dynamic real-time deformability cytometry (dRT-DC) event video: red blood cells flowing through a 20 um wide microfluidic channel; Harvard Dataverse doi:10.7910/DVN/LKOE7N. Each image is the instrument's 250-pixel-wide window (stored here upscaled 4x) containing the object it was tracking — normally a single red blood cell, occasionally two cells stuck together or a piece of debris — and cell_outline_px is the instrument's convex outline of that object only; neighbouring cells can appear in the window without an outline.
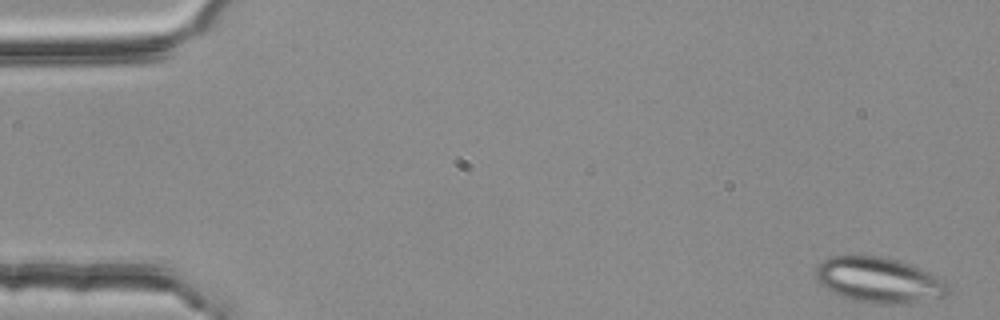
{"species": "common noctule bat (a hibernating species)", "species_latin": "Nyctalus noctula", "temperature_condition": "room temperature", "stored_images_in_passage": 4, "camera_frame_rate_fps": 3000, "um_per_image_px": 0.085, "animal": {"sex": "female", "body_mass_g": 25.1}, "frame": {"image": 1, "passage_image": 1, "time_ms": 0.0, "image_size_px": [1000, 320], "cell_outline_px": [[952, 292], [944, 296], [908, 304], [868, 304], [852, 300], [840, 296], [832, 292], [820, 284], [816, 280], [816, 268], [828, 256], [856, 252], [880, 256], [896, 260], [920, 268], [944, 280]], "centroid_in_image_um": [74.66, 23.79], "position_along_channel_um": 10.3, "area_um2": 35.95}}